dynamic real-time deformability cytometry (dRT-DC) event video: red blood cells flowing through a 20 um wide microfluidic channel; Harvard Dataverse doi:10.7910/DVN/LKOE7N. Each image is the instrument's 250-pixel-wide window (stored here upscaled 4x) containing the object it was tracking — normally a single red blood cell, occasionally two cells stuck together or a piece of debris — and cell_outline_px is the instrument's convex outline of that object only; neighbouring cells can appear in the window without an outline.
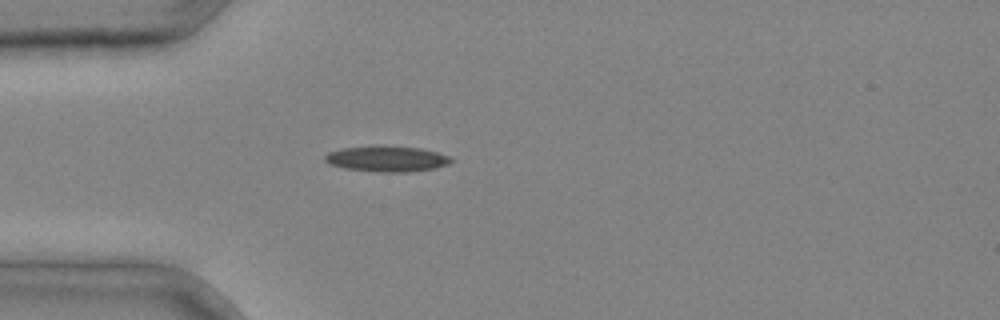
{"species": "common noctule bat (a hibernating species)", "species_latin": "Nyctalus noctula", "temperature_condition": "cold", "stored_images_in_passage": 2, "camera_frame_rate_fps": 3000, "um_per_image_px": 0.085, "animal": {"sex": "male", "body_mass_g": 20.4}, "frame": {"image": 1, "passage_image": 2, "time_ms": 0.333, "image_size_px": [1000, 320], "cell_outline_px": [[452, 160], [448, 164], [436, 168], [408, 172], [380, 172], [344, 168], [328, 164], [324, 160], [324, 156], [328, 152], [344, 148], [376, 144], [420, 148], [436, 152], [448, 156]], "centroid_in_image_um": [32.84, 13.48], "position_along_channel_um": 52.2, "area_um2": 19.13}}